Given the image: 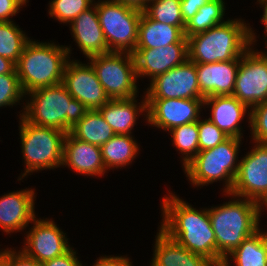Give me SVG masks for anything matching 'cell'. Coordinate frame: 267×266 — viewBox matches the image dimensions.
Returning a JSON list of instances; mask_svg holds the SVG:
<instances>
[{"mask_svg":"<svg viewBox=\"0 0 267 266\" xmlns=\"http://www.w3.org/2000/svg\"><path fill=\"white\" fill-rule=\"evenodd\" d=\"M252 149L240 159L229 194L246 198L267 209V143L251 142Z\"/></svg>","mask_w":267,"mask_h":266,"instance_id":"11","label":"cell"},{"mask_svg":"<svg viewBox=\"0 0 267 266\" xmlns=\"http://www.w3.org/2000/svg\"><path fill=\"white\" fill-rule=\"evenodd\" d=\"M61 166L87 177H104L108 172L103 163L101 148L78 140L69 132L64 138Z\"/></svg>","mask_w":267,"mask_h":266,"instance_id":"19","label":"cell"},{"mask_svg":"<svg viewBox=\"0 0 267 266\" xmlns=\"http://www.w3.org/2000/svg\"><path fill=\"white\" fill-rule=\"evenodd\" d=\"M267 48V45H265V49ZM266 51V52H265ZM264 51V53L267 55V49Z\"/></svg>","mask_w":267,"mask_h":266,"instance_id":"49","label":"cell"},{"mask_svg":"<svg viewBox=\"0 0 267 266\" xmlns=\"http://www.w3.org/2000/svg\"><path fill=\"white\" fill-rule=\"evenodd\" d=\"M266 231H265V240H266V243H267V232Z\"/></svg>","mask_w":267,"mask_h":266,"instance_id":"48","label":"cell"},{"mask_svg":"<svg viewBox=\"0 0 267 266\" xmlns=\"http://www.w3.org/2000/svg\"><path fill=\"white\" fill-rule=\"evenodd\" d=\"M148 1H150V0H138V9L143 11L145 9Z\"/></svg>","mask_w":267,"mask_h":266,"instance_id":"44","label":"cell"},{"mask_svg":"<svg viewBox=\"0 0 267 266\" xmlns=\"http://www.w3.org/2000/svg\"><path fill=\"white\" fill-rule=\"evenodd\" d=\"M25 4L21 0H0V22H11Z\"/></svg>","mask_w":267,"mask_h":266,"instance_id":"37","label":"cell"},{"mask_svg":"<svg viewBox=\"0 0 267 266\" xmlns=\"http://www.w3.org/2000/svg\"><path fill=\"white\" fill-rule=\"evenodd\" d=\"M94 3H96V2H100V1H107V0H92Z\"/></svg>","mask_w":267,"mask_h":266,"instance_id":"47","label":"cell"},{"mask_svg":"<svg viewBox=\"0 0 267 266\" xmlns=\"http://www.w3.org/2000/svg\"><path fill=\"white\" fill-rule=\"evenodd\" d=\"M0 266H5L4 262L0 259Z\"/></svg>","mask_w":267,"mask_h":266,"instance_id":"46","label":"cell"},{"mask_svg":"<svg viewBox=\"0 0 267 266\" xmlns=\"http://www.w3.org/2000/svg\"><path fill=\"white\" fill-rule=\"evenodd\" d=\"M234 261V262H233ZM267 266L265 231L259 229L226 256L221 266Z\"/></svg>","mask_w":267,"mask_h":266,"instance_id":"26","label":"cell"},{"mask_svg":"<svg viewBox=\"0 0 267 266\" xmlns=\"http://www.w3.org/2000/svg\"><path fill=\"white\" fill-rule=\"evenodd\" d=\"M113 1L120 2L124 5H128L138 9V0H113Z\"/></svg>","mask_w":267,"mask_h":266,"instance_id":"43","label":"cell"},{"mask_svg":"<svg viewBox=\"0 0 267 266\" xmlns=\"http://www.w3.org/2000/svg\"><path fill=\"white\" fill-rule=\"evenodd\" d=\"M250 115L251 141L267 143V102L254 106Z\"/></svg>","mask_w":267,"mask_h":266,"instance_id":"35","label":"cell"},{"mask_svg":"<svg viewBox=\"0 0 267 266\" xmlns=\"http://www.w3.org/2000/svg\"><path fill=\"white\" fill-rule=\"evenodd\" d=\"M36 189L26 188L0 196V229L13 234L30 227L38 217L35 212Z\"/></svg>","mask_w":267,"mask_h":266,"instance_id":"16","label":"cell"},{"mask_svg":"<svg viewBox=\"0 0 267 266\" xmlns=\"http://www.w3.org/2000/svg\"><path fill=\"white\" fill-rule=\"evenodd\" d=\"M142 96L140 102L137 101V97L110 99L98 109L115 134L132 135V130H134L140 115H144V120L147 121V101L145 94Z\"/></svg>","mask_w":267,"mask_h":266,"instance_id":"22","label":"cell"},{"mask_svg":"<svg viewBox=\"0 0 267 266\" xmlns=\"http://www.w3.org/2000/svg\"><path fill=\"white\" fill-rule=\"evenodd\" d=\"M102 159L106 170L126 168L140 153V147L133 135L115 134L101 147Z\"/></svg>","mask_w":267,"mask_h":266,"instance_id":"25","label":"cell"},{"mask_svg":"<svg viewBox=\"0 0 267 266\" xmlns=\"http://www.w3.org/2000/svg\"><path fill=\"white\" fill-rule=\"evenodd\" d=\"M0 259L5 266H42V263L26 256L21 250L17 251L13 247L0 249Z\"/></svg>","mask_w":267,"mask_h":266,"instance_id":"36","label":"cell"},{"mask_svg":"<svg viewBox=\"0 0 267 266\" xmlns=\"http://www.w3.org/2000/svg\"><path fill=\"white\" fill-rule=\"evenodd\" d=\"M146 99H204L197 80L196 63L183 64L150 80L144 91Z\"/></svg>","mask_w":267,"mask_h":266,"instance_id":"12","label":"cell"},{"mask_svg":"<svg viewBox=\"0 0 267 266\" xmlns=\"http://www.w3.org/2000/svg\"><path fill=\"white\" fill-rule=\"evenodd\" d=\"M130 257L127 256H106L102 255L95 260L92 266H133V262L130 261Z\"/></svg>","mask_w":267,"mask_h":266,"instance_id":"40","label":"cell"},{"mask_svg":"<svg viewBox=\"0 0 267 266\" xmlns=\"http://www.w3.org/2000/svg\"><path fill=\"white\" fill-rule=\"evenodd\" d=\"M241 138L229 137L216 147L199 151L183 168L190 184L204 187L217 181H223V193H230L240 163L239 150Z\"/></svg>","mask_w":267,"mask_h":266,"instance_id":"6","label":"cell"},{"mask_svg":"<svg viewBox=\"0 0 267 266\" xmlns=\"http://www.w3.org/2000/svg\"><path fill=\"white\" fill-rule=\"evenodd\" d=\"M24 109L18 116L37 126L52 127L68 133L89 110L73 98L61 82L25 94Z\"/></svg>","mask_w":267,"mask_h":266,"instance_id":"4","label":"cell"},{"mask_svg":"<svg viewBox=\"0 0 267 266\" xmlns=\"http://www.w3.org/2000/svg\"><path fill=\"white\" fill-rule=\"evenodd\" d=\"M251 28L241 18H229L207 31L189 36L188 59L204 64L242 57L251 46Z\"/></svg>","mask_w":267,"mask_h":266,"instance_id":"3","label":"cell"},{"mask_svg":"<svg viewBox=\"0 0 267 266\" xmlns=\"http://www.w3.org/2000/svg\"><path fill=\"white\" fill-rule=\"evenodd\" d=\"M16 69V64L10 59L0 56V75L12 73Z\"/></svg>","mask_w":267,"mask_h":266,"instance_id":"41","label":"cell"},{"mask_svg":"<svg viewBox=\"0 0 267 266\" xmlns=\"http://www.w3.org/2000/svg\"><path fill=\"white\" fill-rule=\"evenodd\" d=\"M257 4H259L260 8L262 7V11H263V14H262V17L260 19L261 23L264 25V40H265V45H267V0H257Z\"/></svg>","mask_w":267,"mask_h":266,"instance_id":"42","label":"cell"},{"mask_svg":"<svg viewBox=\"0 0 267 266\" xmlns=\"http://www.w3.org/2000/svg\"><path fill=\"white\" fill-rule=\"evenodd\" d=\"M209 1L211 0H181L180 7L184 23L186 24L189 20H191L198 10Z\"/></svg>","mask_w":267,"mask_h":266,"instance_id":"39","label":"cell"},{"mask_svg":"<svg viewBox=\"0 0 267 266\" xmlns=\"http://www.w3.org/2000/svg\"><path fill=\"white\" fill-rule=\"evenodd\" d=\"M87 60L110 99L139 97L134 56L131 53L108 52ZM138 94V95H137Z\"/></svg>","mask_w":267,"mask_h":266,"instance_id":"9","label":"cell"},{"mask_svg":"<svg viewBox=\"0 0 267 266\" xmlns=\"http://www.w3.org/2000/svg\"><path fill=\"white\" fill-rule=\"evenodd\" d=\"M146 101V123L167 132L174 127L198 121L204 109V99H146Z\"/></svg>","mask_w":267,"mask_h":266,"instance_id":"15","label":"cell"},{"mask_svg":"<svg viewBox=\"0 0 267 266\" xmlns=\"http://www.w3.org/2000/svg\"><path fill=\"white\" fill-rule=\"evenodd\" d=\"M169 133L172 137V145L182 154L180 161L182 168H185L199 152L198 121L174 127L168 131Z\"/></svg>","mask_w":267,"mask_h":266,"instance_id":"29","label":"cell"},{"mask_svg":"<svg viewBox=\"0 0 267 266\" xmlns=\"http://www.w3.org/2000/svg\"><path fill=\"white\" fill-rule=\"evenodd\" d=\"M224 0H211L203 5L196 15L186 23L184 34L188 38L194 34L204 32L214 26L224 23L225 5Z\"/></svg>","mask_w":267,"mask_h":266,"instance_id":"28","label":"cell"},{"mask_svg":"<svg viewBox=\"0 0 267 266\" xmlns=\"http://www.w3.org/2000/svg\"><path fill=\"white\" fill-rule=\"evenodd\" d=\"M33 224V225H32ZM20 250L39 263L59 257L72 247L66 233L51 218H35Z\"/></svg>","mask_w":267,"mask_h":266,"instance_id":"13","label":"cell"},{"mask_svg":"<svg viewBox=\"0 0 267 266\" xmlns=\"http://www.w3.org/2000/svg\"><path fill=\"white\" fill-rule=\"evenodd\" d=\"M199 131V151L207 150L216 147L229 138L221 131L210 119L198 120Z\"/></svg>","mask_w":267,"mask_h":266,"instance_id":"34","label":"cell"},{"mask_svg":"<svg viewBox=\"0 0 267 266\" xmlns=\"http://www.w3.org/2000/svg\"><path fill=\"white\" fill-rule=\"evenodd\" d=\"M184 30L185 27L171 26L152 20L142 11L135 49L160 48L169 44H188Z\"/></svg>","mask_w":267,"mask_h":266,"instance_id":"24","label":"cell"},{"mask_svg":"<svg viewBox=\"0 0 267 266\" xmlns=\"http://www.w3.org/2000/svg\"><path fill=\"white\" fill-rule=\"evenodd\" d=\"M69 133L78 140L99 147L115 135L98 109L88 110L83 118L70 129Z\"/></svg>","mask_w":267,"mask_h":266,"instance_id":"27","label":"cell"},{"mask_svg":"<svg viewBox=\"0 0 267 266\" xmlns=\"http://www.w3.org/2000/svg\"><path fill=\"white\" fill-rule=\"evenodd\" d=\"M21 1L25 4V6L29 2V0H21Z\"/></svg>","mask_w":267,"mask_h":266,"instance_id":"45","label":"cell"},{"mask_svg":"<svg viewBox=\"0 0 267 266\" xmlns=\"http://www.w3.org/2000/svg\"><path fill=\"white\" fill-rule=\"evenodd\" d=\"M204 106L210 111L208 119L229 137L243 138L241 122L246 117L250 127L251 110L233 95L206 97Z\"/></svg>","mask_w":267,"mask_h":266,"instance_id":"18","label":"cell"},{"mask_svg":"<svg viewBox=\"0 0 267 266\" xmlns=\"http://www.w3.org/2000/svg\"><path fill=\"white\" fill-rule=\"evenodd\" d=\"M150 266H219L216 262L190 252L157 230Z\"/></svg>","mask_w":267,"mask_h":266,"instance_id":"23","label":"cell"},{"mask_svg":"<svg viewBox=\"0 0 267 266\" xmlns=\"http://www.w3.org/2000/svg\"><path fill=\"white\" fill-rule=\"evenodd\" d=\"M19 136L24 172L18 176L23 180L33 172L60 168L66 132L52 127L37 126L19 116ZM32 173V174H31Z\"/></svg>","mask_w":267,"mask_h":266,"instance_id":"7","label":"cell"},{"mask_svg":"<svg viewBox=\"0 0 267 266\" xmlns=\"http://www.w3.org/2000/svg\"><path fill=\"white\" fill-rule=\"evenodd\" d=\"M71 46L31 40L16 63V72L24 94L59 84L72 54Z\"/></svg>","mask_w":267,"mask_h":266,"instance_id":"5","label":"cell"},{"mask_svg":"<svg viewBox=\"0 0 267 266\" xmlns=\"http://www.w3.org/2000/svg\"><path fill=\"white\" fill-rule=\"evenodd\" d=\"M77 254V251L72 247L65 254L43 262L42 266H83Z\"/></svg>","mask_w":267,"mask_h":266,"instance_id":"38","label":"cell"},{"mask_svg":"<svg viewBox=\"0 0 267 266\" xmlns=\"http://www.w3.org/2000/svg\"><path fill=\"white\" fill-rule=\"evenodd\" d=\"M25 98L16 69L12 73L0 75V108L23 104L24 109Z\"/></svg>","mask_w":267,"mask_h":266,"instance_id":"33","label":"cell"},{"mask_svg":"<svg viewBox=\"0 0 267 266\" xmlns=\"http://www.w3.org/2000/svg\"><path fill=\"white\" fill-rule=\"evenodd\" d=\"M48 14L59 24H70L81 12L94 5L92 0H51L49 1Z\"/></svg>","mask_w":267,"mask_h":266,"instance_id":"32","label":"cell"},{"mask_svg":"<svg viewBox=\"0 0 267 266\" xmlns=\"http://www.w3.org/2000/svg\"><path fill=\"white\" fill-rule=\"evenodd\" d=\"M241 57L215 63L196 64L200 93L206 98L232 95Z\"/></svg>","mask_w":267,"mask_h":266,"instance_id":"20","label":"cell"},{"mask_svg":"<svg viewBox=\"0 0 267 266\" xmlns=\"http://www.w3.org/2000/svg\"><path fill=\"white\" fill-rule=\"evenodd\" d=\"M162 197V222L158 228L194 254L216 262V238L208 208L192 207L175 192Z\"/></svg>","mask_w":267,"mask_h":266,"instance_id":"1","label":"cell"},{"mask_svg":"<svg viewBox=\"0 0 267 266\" xmlns=\"http://www.w3.org/2000/svg\"><path fill=\"white\" fill-rule=\"evenodd\" d=\"M223 195L231 200L208 208L216 238V263L219 266L247 237L260 229L261 214L265 210L255 201L229 193Z\"/></svg>","mask_w":267,"mask_h":266,"instance_id":"2","label":"cell"},{"mask_svg":"<svg viewBox=\"0 0 267 266\" xmlns=\"http://www.w3.org/2000/svg\"><path fill=\"white\" fill-rule=\"evenodd\" d=\"M181 0H150L143 12L152 20L176 27H185Z\"/></svg>","mask_w":267,"mask_h":266,"instance_id":"31","label":"cell"},{"mask_svg":"<svg viewBox=\"0 0 267 266\" xmlns=\"http://www.w3.org/2000/svg\"><path fill=\"white\" fill-rule=\"evenodd\" d=\"M62 83L69 94L89 110L99 109L110 100L90 62L86 64L70 58L64 70Z\"/></svg>","mask_w":267,"mask_h":266,"instance_id":"14","label":"cell"},{"mask_svg":"<svg viewBox=\"0 0 267 266\" xmlns=\"http://www.w3.org/2000/svg\"><path fill=\"white\" fill-rule=\"evenodd\" d=\"M136 76L154 79L168 70L183 64L188 59V44H169L165 47L135 49Z\"/></svg>","mask_w":267,"mask_h":266,"instance_id":"17","label":"cell"},{"mask_svg":"<svg viewBox=\"0 0 267 266\" xmlns=\"http://www.w3.org/2000/svg\"><path fill=\"white\" fill-rule=\"evenodd\" d=\"M251 28V46L240 59L233 96L250 110L267 102V55L255 50L257 33Z\"/></svg>","mask_w":267,"mask_h":266,"instance_id":"10","label":"cell"},{"mask_svg":"<svg viewBox=\"0 0 267 266\" xmlns=\"http://www.w3.org/2000/svg\"><path fill=\"white\" fill-rule=\"evenodd\" d=\"M71 35L79 51L87 58L110 52L99 23L96 5L81 12L70 24Z\"/></svg>","mask_w":267,"mask_h":266,"instance_id":"21","label":"cell"},{"mask_svg":"<svg viewBox=\"0 0 267 266\" xmlns=\"http://www.w3.org/2000/svg\"><path fill=\"white\" fill-rule=\"evenodd\" d=\"M94 4L109 51L133 54L142 10L113 0Z\"/></svg>","mask_w":267,"mask_h":266,"instance_id":"8","label":"cell"},{"mask_svg":"<svg viewBox=\"0 0 267 266\" xmlns=\"http://www.w3.org/2000/svg\"><path fill=\"white\" fill-rule=\"evenodd\" d=\"M30 40L14 21L0 22V56L16 64Z\"/></svg>","mask_w":267,"mask_h":266,"instance_id":"30","label":"cell"}]
</instances>
